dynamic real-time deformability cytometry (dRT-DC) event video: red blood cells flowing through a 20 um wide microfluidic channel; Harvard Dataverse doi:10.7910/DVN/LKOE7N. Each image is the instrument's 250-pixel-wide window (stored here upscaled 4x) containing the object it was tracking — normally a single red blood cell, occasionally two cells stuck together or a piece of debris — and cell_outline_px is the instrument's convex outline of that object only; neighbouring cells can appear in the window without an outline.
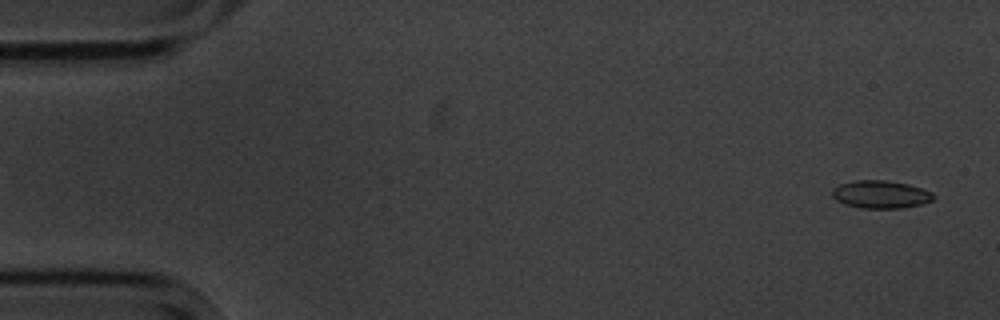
{"species": "common noctule bat (a hibernating species)", "species_latin": "Nyctalus noctula", "temperature_condition": "cold", "stored_images_in_passage": 4, "camera_frame_rate_fps": 3000, "um_per_image_px": 0.085, "animal": {"sex": "male", "body_mass_g": 20.1, "forearm_length_mm": 53.5}, "frame": {"image": 1, "passage_image": 1, "time_ms": 0.0, "image_size_px": [1000, 320], "cell_outline_px": [[936, 196], [932, 200], [920, 204], [900, 208], [860, 208], [844, 204], [836, 200], [832, 196], [832, 188], [840, 184], [852, 180], [888, 180], [908, 184], [932, 192]], "centroid_in_image_um": [74.82, 16.51], "position_along_channel_um": 10.2, "area_um2": 16.47}}
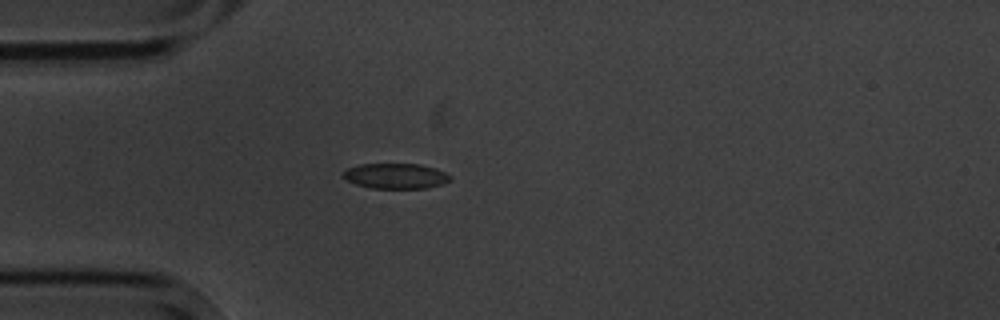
{"frame": {"image": 2, "passage_image": 4, "time_ms": 4.333, "image_size_px": [1000, 320], "cell_outline_px": [[452, 180], [428, 188], [372, 188], [356, 184], [348, 180], [340, 172], [348, 168], [360, 164], [420, 164], [436, 168], [452, 176]], "centroid_in_image_um": [33.65, 14.95], "position_along_channel_um": 51.3, "area_um2": 15.78}}